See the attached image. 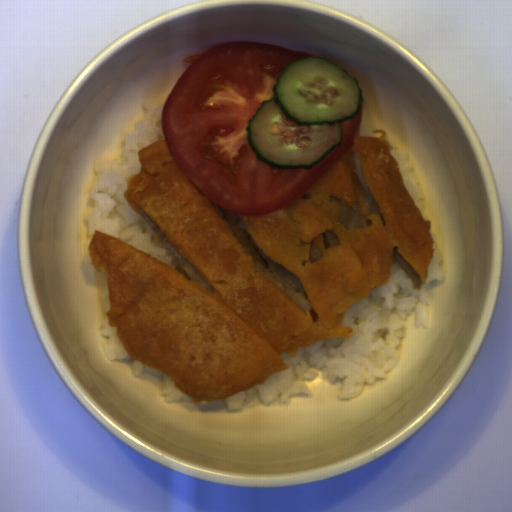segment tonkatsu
<instances>
[{"label": "tonkatsu", "instance_id": "d4beea91", "mask_svg": "<svg viewBox=\"0 0 512 512\" xmlns=\"http://www.w3.org/2000/svg\"><path fill=\"white\" fill-rule=\"evenodd\" d=\"M358 136L284 209L238 215L203 195L165 139L137 151L129 207L188 276L102 231L87 246L107 273L108 326L126 353L192 403L220 401L287 370L329 338H352L347 308L388 284L395 257L422 290L436 240L385 129Z\"/></svg>", "mask_w": 512, "mask_h": 512}]
</instances>
